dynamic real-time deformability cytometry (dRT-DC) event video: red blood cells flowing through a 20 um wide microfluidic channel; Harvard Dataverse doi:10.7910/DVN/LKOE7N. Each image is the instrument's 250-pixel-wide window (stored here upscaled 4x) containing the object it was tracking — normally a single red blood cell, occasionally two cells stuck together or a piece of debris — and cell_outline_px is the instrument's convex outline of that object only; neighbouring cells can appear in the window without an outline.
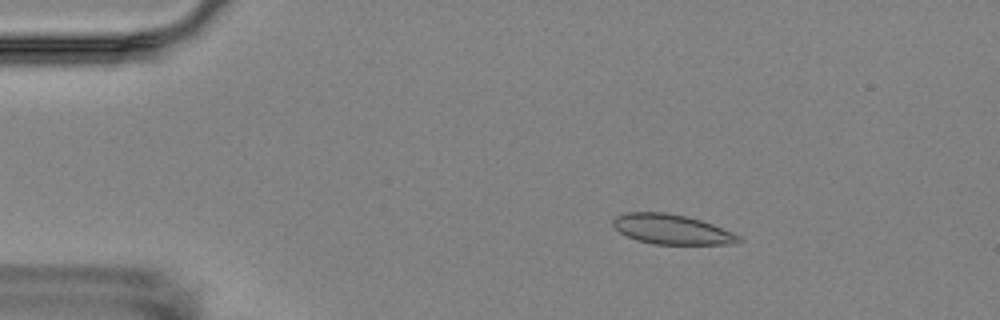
{"species": "Egyptian fruit bat (a non-hibernating species)", "species_latin": "Rousettus aegyptiacus", "temperature_condition": "room temperature", "stored_images_in_passage": 4, "camera_frame_rate_fps": 3000, "um_per_image_px": 0.085, "animal": {"sex": "female"}, "frame": {"image": 1, "passage_image": 2, "time_ms": 1.333, "image_size_px": [1000, 320], "cell_outline_px": [[744, 240], [736, 244], [652, 244], [636, 240], [620, 232], [612, 224], [612, 220], [616, 216], [624, 212], [664, 212], [684, 216], [700, 220], [712, 224], [732, 232], [740, 236]], "centroid_in_image_um": [57.1, 19.5], "position_along_channel_um": 27.9, "area_um2": 21.85}}